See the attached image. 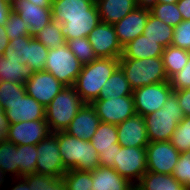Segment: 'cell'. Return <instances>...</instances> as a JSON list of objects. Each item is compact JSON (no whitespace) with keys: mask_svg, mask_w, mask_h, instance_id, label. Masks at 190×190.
Masks as SVG:
<instances>
[{"mask_svg":"<svg viewBox=\"0 0 190 190\" xmlns=\"http://www.w3.org/2000/svg\"><path fill=\"white\" fill-rule=\"evenodd\" d=\"M118 66L119 59L113 58H98L84 64L74 84L76 92L86 103H91L99 97L103 85Z\"/></svg>","mask_w":190,"mask_h":190,"instance_id":"cell-1","label":"cell"},{"mask_svg":"<svg viewBox=\"0 0 190 190\" xmlns=\"http://www.w3.org/2000/svg\"><path fill=\"white\" fill-rule=\"evenodd\" d=\"M59 152L67 170L93 171L98 168L99 154L90 141L58 132Z\"/></svg>","mask_w":190,"mask_h":190,"instance_id":"cell-2","label":"cell"},{"mask_svg":"<svg viewBox=\"0 0 190 190\" xmlns=\"http://www.w3.org/2000/svg\"><path fill=\"white\" fill-rule=\"evenodd\" d=\"M85 103L74 86H65L45 108V120L51 133L64 132Z\"/></svg>","mask_w":190,"mask_h":190,"instance_id":"cell-3","label":"cell"},{"mask_svg":"<svg viewBox=\"0 0 190 190\" xmlns=\"http://www.w3.org/2000/svg\"><path fill=\"white\" fill-rule=\"evenodd\" d=\"M184 117L177 96L173 92L162 108L144 117L148 141H170L177 125Z\"/></svg>","mask_w":190,"mask_h":190,"instance_id":"cell-4","label":"cell"},{"mask_svg":"<svg viewBox=\"0 0 190 190\" xmlns=\"http://www.w3.org/2000/svg\"><path fill=\"white\" fill-rule=\"evenodd\" d=\"M119 66L124 71L133 90L146 85L169 81L162 57L119 59Z\"/></svg>","mask_w":190,"mask_h":190,"instance_id":"cell-5","label":"cell"},{"mask_svg":"<svg viewBox=\"0 0 190 190\" xmlns=\"http://www.w3.org/2000/svg\"><path fill=\"white\" fill-rule=\"evenodd\" d=\"M48 50L46 46L29 35L9 40L8 47L2 56L22 65L27 64L34 72H37L44 70Z\"/></svg>","mask_w":190,"mask_h":190,"instance_id":"cell-6","label":"cell"},{"mask_svg":"<svg viewBox=\"0 0 190 190\" xmlns=\"http://www.w3.org/2000/svg\"><path fill=\"white\" fill-rule=\"evenodd\" d=\"M83 64L70 51L67 44L49 49L44 70L50 72L65 86H74Z\"/></svg>","mask_w":190,"mask_h":190,"instance_id":"cell-7","label":"cell"},{"mask_svg":"<svg viewBox=\"0 0 190 190\" xmlns=\"http://www.w3.org/2000/svg\"><path fill=\"white\" fill-rule=\"evenodd\" d=\"M36 150L38 155L36 161L37 174L60 178L68 171L60 156L58 132L51 133L36 144Z\"/></svg>","mask_w":190,"mask_h":190,"instance_id":"cell-8","label":"cell"},{"mask_svg":"<svg viewBox=\"0 0 190 190\" xmlns=\"http://www.w3.org/2000/svg\"><path fill=\"white\" fill-rule=\"evenodd\" d=\"M174 92L169 81L146 85L133 90L136 114L143 117L156 112Z\"/></svg>","mask_w":190,"mask_h":190,"instance_id":"cell-9","label":"cell"},{"mask_svg":"<svg viewBox=\"0 0 190 190\" xmlns=\"http://www.w3.org/2000/svg\"><path fill=\"white\" fill-rule=\"evenodd\" d=\"M113 168L136 185L147 171L146 147H123L117 151Z\"/></svg>","mask_w":190,"mask_h":190,"instance_id":"cell-10","label":"cell"},{"mask_svg":"<svg viewBox=\"0 0 190 190\" xmlns=\"http://www.w3.org/2000/svg\"><path fill=\"white\" fill-rule=\"evenodd\" d=\"M91 104L100 122L113 125H118L136 114L133 95L95 99Z\"/></svg>","mask_w":190,"mask_h":190,"instance_id":"cell-11","label":"cell"},{"mask_svg":"<svg viewBox=\"0 0 190 190\" xmlns=\"http://www.w3.org/2000/svg\"><path fill=\"white\" fill-rule=\"evenodd\" d=\"M179 155L170 141L149 142L146 146L147 171L172 175Z\"/></svg>","mask_w":190,"mask_h":190,"instance_id":"cell-12","label":"cell"},{"mask_svg":"<svg viewBox=\"0 0 190 190\" xmlns=\"http://www.w3.org/2000/svg\"><path fill=\"white\" fill-rule=\"evenodd\" d=\"M90 143L99 154V165L113 168L117 151L121 148L116 125L100 122Z\"/></svg>","mask_w":190,"mask_h":190,"instance_id":"cell-13","label":"cell"},{"mask_svg":"<svg viewBox=\"0 0 190 190\" xmlns=\"http://www.w3.org/2000/svg\"><path fill=\"white\" fill-rule=\"evenodd\" d=\"M24 86L26 93L45 108L65 87L50 72L45 70L34 72L30 79L25 81Z\"/></svg>","mask_w":190,"mask_h":190,"instance_id":"cell-14","label":"cell"},{"mask_svg":"<svg viewBox=\"0 0 190 190\" xmlns=\"http://www.w3.org/2000/svg\"><path fill=\"white\" fill-rule=\"evenodd\" d=\"M98 58L119 59L123 54L113 25L100 22L87 36Z\"/></svg>","mask_w":190,"mask_h":190,"instance_id":"cell-15","label":"cell"},{"mask_svg":"<svg viewBox=\"0 0 190 190\" xmlns=\"http://www.w3.org/2000/svg\"><path fill=\"white\" fill-rule=\"evenodd\" d=\"M2 108L10 124L45 120V107L28 94L19 99L5 101Z\"/></svg>","mask_w":190,"mask_h":190,"instance_id":"cell-16","label":"cell"},{"mask_svg":"<svg viewBox=\"0 0 190 190\" xmlns=\"http://www.w3.org/2000/svg\"><path fill=\"white\" fill-rule=\"evenodd\" d=\"M50 134L46 120L23 121L10 124L6 140L15 145H36Z\"/></svg>","mask_w":190,"mask_h":190,"instance_id":"cell-17","label":"cell"},{"mask_svg":"<svg viewBox=\"0 0 190 190\" xmlns=\"http://www.w3.org/2000/svg\"><path fill=\"white\" fill-rule=\"evenodd\" d=\"M150 9L136 7L113 26L122 47L143 34Z\"/></svg>","mask_w":190,"mask_h":190,"instance_id":"cell-18","label":"cell"},{"mask_svg":"<svg viewBox=\"0 0 190 190\" xmlns=\"http://www.w3.org/2000/svg\"><path fill=\"white\" fill-rule=\"evenodd\" d=\"M118 143L123 147H146L149 143L145 119L135 114L124 122L116 125Z\"/></svg>","mask_w":190,"mask_h":190,"instance_id":"cell-19","label":"cell"},{"mask_svg":"<svg viewBox=\"0 0 190 190\" xmlns=\"http://www.w3.org/2000/svg\"><path fill=\"white\" fill-rule=\"evenodd\" d=\"M12 10L28 24L32 37L53 20L51 7L36 6L27 0H17Z\"/></svg>","mask_w":190,"mask_h":190,"instance_id":"cell-20","label":"cell"},{"mask_svg":"<svg viewBox=\"0 0 190 190\" xmlns=\"http://www.w3.org/2000/svg\"><path fill=\"white\" fill-rule=\"evenodd\" d=\"M99 123L100 118L95 112V108L91 103H85L70 122L65 132L79 139L90 141Z\"/></svg>","mask_w":190,"mask_h":190,"instance_id":"cell-21","label":"cell"},{"mask_svg":"<svg viewBox=\"0 0 190 190\" xmlns=\"http://www.w3.org/2000/svg\"><path fill=\"white\" fill-rule=\"evenodd\" d=\"M91 190H133L135 185L122 177L114 168L99 166L92 171Z\"/></svg>","mask_w":190,"mask_h":190,"instance_id":"cell-22","label":"cell"},{"mask_svg":"<svg viewBox=\"0 0 190 190\" xmlns=\"http://www.w3.org/2000/svg\"><path fill=\"white\" fill-rule=\"evenodd\" d=\"M100 22L99 14L64 16L61 26L65 40L87 37Z\"/></svg>","mask_w":190,"mask_h":190,"instance_id":"cell-23","label":"cell"},{"mask_svg":"<svg viewBox=\"0 0 190 190\" xmlns=\"http://www.w3.org/2000/svg\"><path fill=\"white\" fill-rule=\"evenodd\" d=\"M53 21L64 23V16L99 14L97 5L83 0H52Z\"/></svg>","mask_w":190,"mask_h":190,"instance_id":"cell-24","label":"cell"},{"mask_svg":"<svg viewBox=\"0 0 190 190\" xmlns=\"http://www.w3.org/2000/svg\"><path fill=\"white\" fill-rule=\"evenodd\" d=\"M164 47L156 41L141 34L123 47V54L119 59H144L161 57Z\"/></svg>","mask_w":190,"mask_h":190,"instance_id":"cell-25","label":"cell"},{"mask_svg":"<svg viewBox=\"0 0 190 190\" xmlns=\"http://www.w3.org/2000/svg\"><path fill=\"white\" fill-rule=\"evenodd\" d=\"M137 7L136 0H99L97 4L101 22L114 25Z\"/></svg>","mask_w":190,"mask_h":190,"instance_id":"cell-26","label":"cell"},{"mask_svg":"<svg viewBox=\"0 0 190 190\" xmlns=\"http://www.w3.org/2000/svg\"><path fill=\"white\" fill-rule=\"evenodd\" d=\"M137 190H189L172 175L146 171L135 185Z\"/></svg>","mask_w":190,"mask_h":190,"instance_id":"cell-27","label":"cell"},{"mask_svg":"<svg viewBox=\"0 0 190 190\" xmlns=\"http://www.w3.org/2000/svg\"><path fill=\"white\" fill-rule=\"evenodd\" d=\"M16 163L17 145L2 140L0 142V181L21 177Z\"/></svg>","mask_w":190,"mask_h":190,"instance_id":"cell-28","label":"cell"},{"mask_svg":"<svg viewBox=\"0 0 190 190\" xmlns=\"http://www.w3.org/2000/svg\"><path fill=\"white\" fill-rule=\"evenodd\" d=\"M133 95V89L130 87L124 71L118 66L108 81L103 85L97 99L114 98Z\"/></svg>","mask_w":190,"mask_h":190,"instance_id":"cell-29","label":"cell"},{"mask_svg":"<svg viewBox=\"0 0 190 190\" xmlns=\"http://www.w3.org/2000/svg\"><path fill=\"white\" fill-rule=\"evenodd\" d=\"M32 68L0 55V81L25 83L33 75Z\"/></svg>","mask_w":190,"mask_h":190,"instance_id":"cell-30","label":"cell"},{"mask_svg":"<svg viewBox=\"0 0 190 190\" xmlns=\"http://www.w3.org/2000/svg\"><path fill=\"white\" fill-rule=\"evenodd\" d=\"M143 34L166 48L173 41L174 27L167 25L150 13Z\"/></svg>","mask_w":190,"mask_h":190,"instance_id":"cell-31","label":"cell"},{"mask_svg":"<svg viewBox=\"0 0 190 190\" xmlns=\"http://www.w3.org/2000/svg\"><path fill=\"white\" fill-rule=\"evenodd\" d=\"M189 56V50L181 49L172 45L164 48L161 57L169 79L184 68L188 62Z\"/></svg>","mask_w":190,"mask_h":190,"instance_id":"cell-32","label":"cell"},{"mask_svg":"<svg viewBox=\"0 0 190 190\" xmlns=\"http://www.w3.org/2000/svg\"><path fill=\"white\" fill-rule=\"evenodd\" d=\"M34 38L48 49H56L66 43L61 24L53 20L40 30Z\"/></svg>","mask_w":190,"mask_h":190,"instance_id":"cell-33","label":"cell"},{"mask_svg":"<svg viewBox=\"0 0 190 190\" xmlns=\"http://www.w3.org/2000/svg\"><path fill=\"white\" fill-rule=\"evenodd\" d=\"M36 145H17V167L22 176L36 173Z\"/></svg>","mask_w":190,"mask_h":190,"instance_id":"cell-34","label":"cell"},{"mask_svg":"<svg viewBox=\"0 0 190 190\" xmlns=\"http://www.w3.org/2000/svg\"><path fill=\"white\" fill-rule=\"evenodd\" d=\"M63 179L67 190H91L93 186L92 171L68 170Z\"/></svg>","mask_w":190,"mask_h":190,"instance_id":"cell-35","label":"cell"},{"mask_svg":"<svg viewBox=\"0 0 190 190\" xmlns=\"http://www.w3.org/2000/svg\"><path fill=\"white\" fill-rule=\"evenodd\" d=\"M70 51L77 57V59L84 65L91 63L98 59L91 43L87 37H81L66 41Z\"/></svg>","mask_w":190,"mask_h":190,"instance_id":"cell-36","label":"cell"},{"mask_svg":"<svg viewBox=\"0 0 190 190\" xmlns=\"http://www.w3.org/2000/svg\"><path fill=\"white\" fill-rule=\"evenodd\" d=\"M150 12L153 16L172 27H176L183 21L182 15L177 8V3H157L150 9Z\"/></svg>","mask_w":190,"mask_h":190,"instance_id":"cell-37","label":"cell"},{"mask_svg":"<svg viewBox=\"0 0 190 190\" xmlns=\"http://www.w3.org/2000/svg\"><path fill=\"white\" fill-rule=\"evenodd\" d=\"M28 186L31 190H67L63 177L58 178L37 173L28 175Z\"/></svg>","mask_w":190,"mask_h":190,"instance_id":"cell-38","label":"cell"},{"mask_svg":"<svg viewBox=\"0 0 190 190\" xmlns=\"http://www.w3.org/2000/svg\"><path fill=\"white\" fill-rule=\"evenodd\" d=\"M170 142L180 153L190 151V116L177 125Z\"/></svg>","mask_w":190,"mask_h":190,"instance_id":"cell-39","label":"cell"},{"mask_svg":"<svg viewBox=\"0 0 190 190\" xmlns=\"http://www.w3.org/2000/svg\"><path fill=\"white\" fill-rule=\"evenodd\" d=\"M5 29L9 40L30 35L28 24L13 10L6 20Z\"/></svg>","mask_w":190,"mask_h":190,"instance_id":"cell-40","label":"cell"},{"mask_svg":"<svg viewBox=\"0 0 190 190\" xmlns=\"http://www.w3.org/2000/svg\"><path fill=\"white\" fill-rule=\"evenodd\" d=\"M172 176L190 190V151L180 153Z\"/></svg>","mask_w":190,"mask_h":190,"instance_id":"cell-41","label":"cell"},{"mask_svg":"<svg viewBox=\"0 0 190 190\" xmlns=\"http://www.w3.org/2000/svg\"><path fill=\"white\" fill-rule=\"evenodd\" d=\"M24 83L0 81V105L5 101L19 99L26 95Z\"/></svg>","mask_w":190,"mask_h":190,"instance_id":"cell-42","label":"cell"},{"mask_svg":"<svg viewBox=\"0 0 190 190\" xmlns=\"http://www.w3.org/2000/svg\"><path fill=\"white\" fill-rule=\"evenodd\" d=\"M171 45L190 51V20H183L174 27Z\"/></svg>","mask_w":190,"mask_h":190,"instance_id":"cell-43","label":"cell"},{"mask_svg":"<svg viewBox=\"0 0 190 190\" xmlns=\"http://www.w3.org/2000/svg\"><path fill=\"white\" fill-rule=\"evenodd\" d=\"M170 86L174 90H182L190 88V56L187 64L178 73L169 79Z\"/></svg>","mask_w":190,"mask_h":190,"instance_id":"cell-44","label":"cell"},{"mask_svg":"<svg viewBox=\"0 0 190 190\" xmlns=\"http://www.w3.org/2000/svg\"><path fill=\"white\" fill-rule=\"evenodd\" d=\"M0 190H31L28 175L0 181Z\"/></svg>","mask_w":190,"mask_h":190,"instance_id":"cell-45","label":"cell"},{"mask_svg":"<svg viewBox=\"0 0 190 190\" xmlns=\"http://www.w3.org/2000/svg\"><path fill=\"white\" fill-rule=\"evenodd\" d=\"M177 96L178 104L182 108L185 116H190V88L174 90Z\"/></svg>","mask_w":190,"mask_h":190,"instance_id":"cell-46","label":"cell"},{"mask_svg":"<svg viewBox=\"0 0 190 190\" xmlns=\"http://www.w3.org/2000/svg\"><path fill=\"white\" fill-rule=\"evenodd\" d=\"M10 123L6 118L5 111L0 105V138L6 140Z\"/></svg>","mask_w":190,"mask_h":190,"instance_id":"cell-47","label":"cell"},{"mask_svg":"<svg viewBox=\"0 0 190 190\" xmlns=\"http://www.w3.org/2000/svg\"><path fill=\"white\" fill-rule=\"evenodd\" d=\"M177 8L183 20H190V0H178Z\"/></svg>","mask_w":190,"mask_h":190,"instance_id":"cell-48","label":"cell"},{"mask_svg":"<svg viewBox=\"0 0 190 190\" xmlns=\"http://www.w3.org/2000/svg\"><path fill=\"white\" fill-rule=\"evenodd\" d=\"M11 11L12 7L8 5L4 0H0V25H5Z\"/></svg>","mask_w":190,"mask_h":190,"instance_id":"cell-49","label":"cell"},{"mask_svg":"<svg viewBox=\"0 0 190 190\" xmlns=\"http://www.w3.org/2000/svg\"><path fill=\"white\" fill-rule=\"evenodd\" d=\"M9 39L6 33L5 25H0V55H3L8 47Z\"/></svg>","mask_w":190,"mask_h":190,"instance_id":"cell-50","label":"cell"},{"mask_svg":"<svg viewBox=\"0 0 190 190\" xmlns=\"http://www.w3.org/2000/svg\"><path fill=\"white\" fill-rule=\"evenodd\" d=\"M137 7L151 9L157 4V0H136Z\"/></svg>","mask_w":190,"mask_h":190,"instance_id":"cell-51","label":"cell"},{"mask_svg":"<svg viewBox=\"0 0 190 190\" xmlns=\"http://www.w3.org/2000/svg\"><path fill=\"white\" fill-rule=\"evenodd\" d=\"M36 6L40 7H51L52 0H27Z\"/></svg>","mask_w":190,"mask_h":190,"instance_id":"cell-52","label":"cell"},{"mask_svg":"<svg viewBox=\"0 0 190 190\" xmlns=\"http://www.w3.org/2000/svg\"><path fill=\"white\" fill-rule=\"evenodd\" d=\"M178 0H157V3H177Z\"/></svg>","mask_w":190,"mask_h":190,"instance_id":"cell-53","label":"cell"},{"mask_svg":"<svg viewBox=\"0 0 190 190\" xmlns=\"http://www.w3.org/2000/svg\"><path fill=\"white\" fill-rule=\"evenodd\" d=\"M8 5H10L11 7L15 4V2L17 0H4Z\"/></svg>","mask_w":190,"mask_h":190,"instance_id":"cell-54","label":"cell"},{"mask_svg":"<svg viewBox=\"0 0 190 190\" xmlns=\"http://www.w3.org/2000/svg\"><path fill=\"white\" fill-rule=\"evenodd\" d=\"M83 1H87V2H89L91 4H93V5H97L98 2H99V0H83Z\"/></svg>","mask_w":190,"mask_h":190,"instance_id":"cell-55","label":"cell"}]
</instances>
